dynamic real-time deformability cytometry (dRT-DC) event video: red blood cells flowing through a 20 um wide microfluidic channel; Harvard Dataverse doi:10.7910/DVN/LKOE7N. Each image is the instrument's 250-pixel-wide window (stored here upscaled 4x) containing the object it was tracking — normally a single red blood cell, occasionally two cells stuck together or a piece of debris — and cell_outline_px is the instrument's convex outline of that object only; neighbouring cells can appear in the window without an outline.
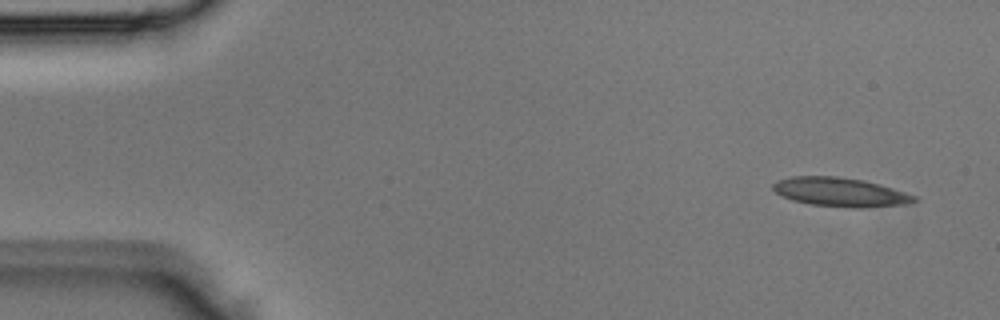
{"species": "Egyptian fruit bat (a non-hibernating species)", "species_latin": "Rousettus aegyptiacus", "temperature_condition": "room temperature", "stored_images_in_passage": 4, "camera_frame_rate_fps": 3000, "um_per_image_px": 0.085, "animal": {"sex": "male"}, "frame": {"image": 1, "passage_image": 1, "time_ms": 0.0, "image_size_px": [1000, 320], "cell_outline_px": [[920, 200], [904, 204], [860, 208], [856, 208], [812, 204], [792, 200], [776, 192], [772, 188], [772, 184], [776, 180], [792, 176], [836, 176], [864, 180], [880, 184], [916, 196]], "centroid_in_image_um": [71.42, 16.32], "position_along_channel_um": 13.6, "area_um2": 23.7}}